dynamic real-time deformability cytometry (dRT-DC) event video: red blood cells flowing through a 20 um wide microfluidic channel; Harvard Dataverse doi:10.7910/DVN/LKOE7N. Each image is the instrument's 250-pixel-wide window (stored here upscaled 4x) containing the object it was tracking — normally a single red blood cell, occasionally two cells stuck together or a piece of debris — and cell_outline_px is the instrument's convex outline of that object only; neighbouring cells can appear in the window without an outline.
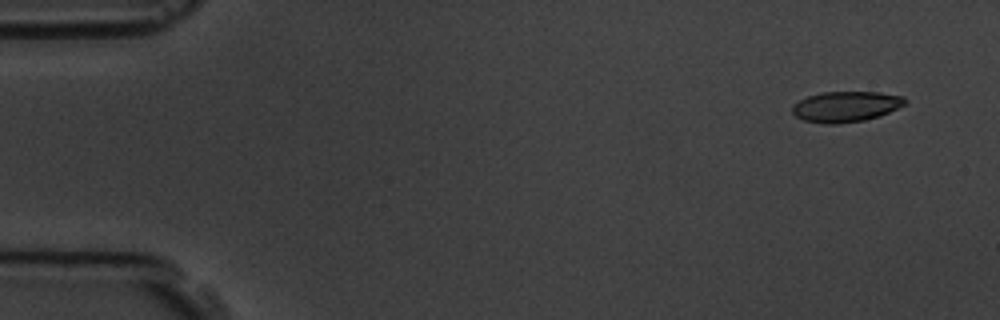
{"species": "common noctule bat (a hibernating species)", "species_latin": "Nyctalus noctula", "temperature_condition": "room temperature", "stored_images_in_passage": 4, "camera_frame_rate_fps": 3000, "um_per_image_px": 0.085, "animal": {"sex": "male", "body_mass_g": 19.5, "forearm_length_mm": 54.6}, "frame": {"image": 1, "passage_image": 1, "time_ms": 0.0, "image_size_px": [1000, 320], "cell_outline_px": [[908, 100], [904, 104], [880, 116], [864, 120], [840, 124], [828, 124], [804, 120], [796, 116], [792, 112], [792, 104], [808, 96], [820, 92], [880, 92], [904, 96]], "centroid_in_image_um": [71.89, 9.05], "position_along_channel_um": 13.1, "area_um2": 20.11}}
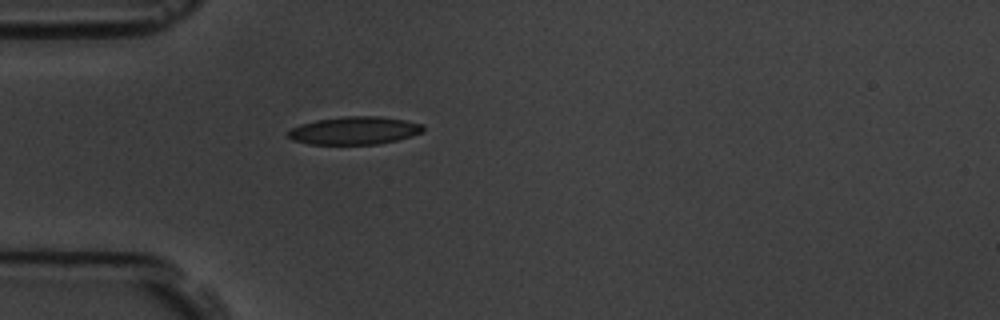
{"frame": {"image": 2, "passage_image": 4, "time_ms": 4.333, "image_size_px": [1000, 320], "cell_outline_px": [[424, 132], [412, 136], [396, 140], [376, 144], [308, 144], [292, 140], [288, 136], [288, 132], [292, 128], [300, 124], [316, 120], [344, 116], [380, 116], [404, 120], [424, 124]], "centroid_in_image_um": [30.14, 11.09], "position_along_channel_um": 54.9, "area_um2": 21.96}}